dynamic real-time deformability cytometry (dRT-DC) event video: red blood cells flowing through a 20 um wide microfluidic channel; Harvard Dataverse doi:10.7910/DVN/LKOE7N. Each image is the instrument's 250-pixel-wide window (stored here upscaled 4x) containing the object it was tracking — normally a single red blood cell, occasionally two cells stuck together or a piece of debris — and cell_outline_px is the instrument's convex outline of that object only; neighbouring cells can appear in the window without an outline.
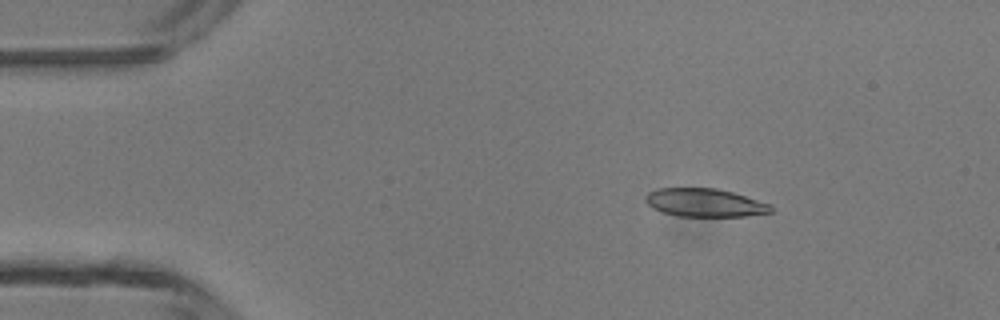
{"species": "common noctule bat (a hibernating species)", "species_latin": "Nyctalus noctula", "temperature_condition": "room temperature", "stored_images_in_passage": 5, "camera_frame_rate_fps": 3000, "um_per_image_px": 0.085, "animal": {"sex": "male", "body_mass_g": 13.3}, "frame": {"image": 1, "passage_image": 2, "time_ms": 1.0, "image_size_px": [1000, 320], "cell_outline_px": [[772, 212], [744, 216], [680, 216], [664, 212], [652, 208], [644, 200], [644, 196], [648, 192], [656, 188], [716, 188], [732, 192], [768, 204], [772, 208]], "centroid_in_image_um": [59.84, 17.22], "position_along_channel_um": 25.2, "area_um2": 20.4}}
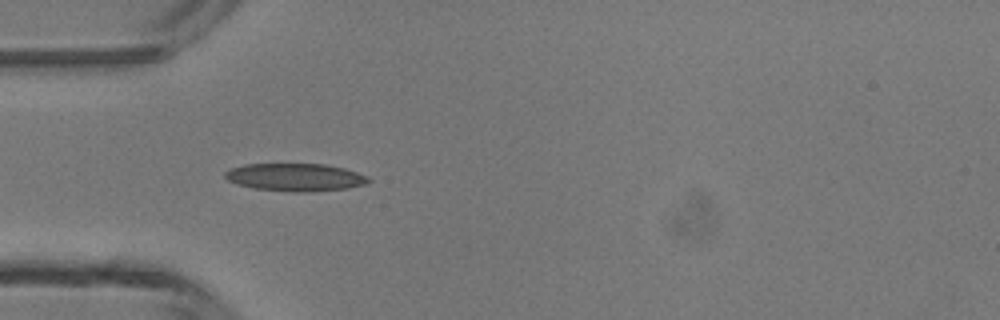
{"frame": {"image": 2, "passage_image": 4, "time_ms": 3.333, "image_size_px": [1000, 320], "cell_outline_px": [[372, 180], [368, 184], [348, 188], [308, 192], [292, 192], [256, 188], [236, 184], [228, 180], [224, 176], [224, 172], [228, 168], [244, 164], [324, 164], [344, 168], [368, 176]], "centroid_in_image_um": [25.1, 15.06], "position_along_channel_um": 59.9, "area_um2": 23.35}}
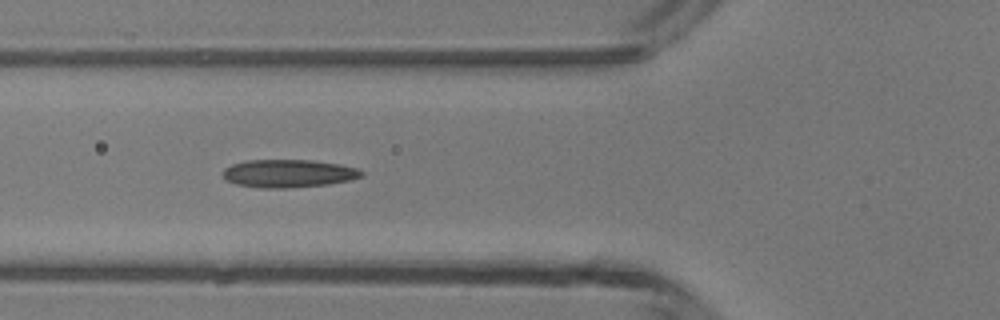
{"frame": {"image": 3, "passage_image": 5, "time_ms": 4.333, "image_size_px": [1000, 320], "cell_outline_px": [[364, 176], [348, 180], [328, 184], [284, 188], [260, 188], [236, 184], [228, 180], [224, 176], [224, 168], [232, 164], [248, 160], [312, 160], [340, 164], [360, 168], [364, 172]], "centroid_in_image_um": [24.56, 14.73], "position_along_channel_um": 101.2, "area_um2": 22.54}}